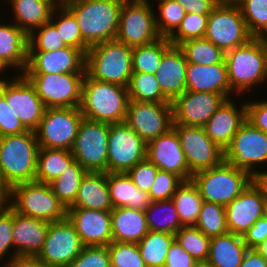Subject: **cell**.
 <instances>
[{
    "instance_id": "cell-59",
    "label": "cell",
    "mask_w": 267,
    "mask_h": 267,
    "mask_svg": "<svg viewBox=\"0 0 267 267\" xmlns=\"http://www.w3.org/2000/svg\"><path fill=\"white\" fill-rule=\"evenodd\" d=\"M8 261L5 267H51L32 256H16Z\"/></svg>"
},
{
    "instance_id": "cell-53",
    "label": "cell",
    "mask_w": 267,
    "mask_h": 267,
    "mask_svg": "<svg viewBox=\"0 0 267 267\" xmlns=\"http://www.w3.org/2000/svg\"><path fill=\"white\" fill-rule=\"evenodd\" d=\"M28 131L0 94V137L17 135Z\"/></svg>"
},
{
    "instance_id": "cell-29",
    "label": "cell",
    "mask_w": 267,
    "mask_h": 267,
    "mask_svg": "<svg viewBox=\"0 0 267 267\" xmlns=\"http://www.w3.org/2000/svg\"><path fill=\"white\" fill-rule=\"evenodd\" d=\"M68 208L111 211L113 205L107 184V172H87L81 181L75 201Z\"/></svg>"
},
{
    "instance_id": "cell-17",
    "label": "cell",
    "mask_w": 267,
    "mask_h": 267,
    "mask_svg": "<svg viewBox=\"0 0 267 267\" xmlns=\"http://www.w3.org/2000/svg\"><path fill=\"white\" fill-rule=\"evenodd\" d=\"M266 213V189L258 179H254L238 197L225 206L229 233L242 236Z\"/></svg>"
},
{
    "instance_id": "cell-38",
    "label": "cell",
    "mask_w": 267,
    "mask_h": 267,
    "mask_svg": "<svg viewBox=\"0 0 267 267\" xmlns=\"http://www.w3.org/2000/svg\"><path fill=\"white\" fill-rule=\"evenodd\" d=\"M172 46L166 37L147 45L132 47V70L155 74L163 54Z\"/></svg>"
},
{
    "instance_id": "cell-34",
    "label": "cell",
    "mask_w": 267,
    "mask_h": 267,
    "mask_svg": "<svg viewBox=\"0 0 267 267\" xmlns=\"http://www.w3.org/2000/svg\"><path fill=\"white\" fill-rule=\"evenodd\" d=\"M75 161L66 149L39 148L35 181L49 184Z\"/></svg>"
},
{
    "instance_id": "cell-55",
    "label": "cell",
    "mask_w": 267,
    "mask_h": 267,
    "mask_svg": "<svg viewBox=\"0 0 267 267\" xmlns=\"http://www.w3.org/2000/svg\"><path fill=\"white\" fill-rule=\"evenodd\" d=\"M246 120L267 134V100L246 102Z\"/></svg>"
},
{
    "instance_id": "cell-43",
    "label": "cell",
    "mask_w": 267,
    "mask_h": 267,
    "mask_svg": "<svg viewBox=\"0 0 267 267\" xmlns=\"http://www.w3.org/2000/svg\"><path fill=\"white\" fill-rule=\"evenodd\" d=\"M195 226L208 237H215L229 232L225 216V206L203 202Z\"/></svg>"
},
{
    "instance_id": "cell-14",
    "label": "cell",
    "mask_w": 267,
    "mask_h": 267,
    "mask_svg": "<svg viewBox=\"0 0 267 267\" xmlns=\"http://www.w3.org/2000/svg\"><path fill=\"white\" fill-rule=\"evenodd\" d=\"M83 248L75 226L66 217L49 224L42 250L36 257L51 267H67Z\"/></svg>"
},
{
    "instance_id": "cell-16",
    "label": "cell",
    "mask_w": 267,
    "mask_h": 267,
    "mask_svg": "<svg viewBox=\"0 0 267 267\" xmlns=\"http://www.w3.org/2000/svg\"><path fill=\"white\" fill-rule=\"evenodd\" d=\"M189 172H196L218 166L224 161V150L206 134L204 127L173 124Z\"/></svg>"
},
{
    "instance_id": "cell-13",
    "label": "cell",
    "mask_w": 267,
    "mask_h": 267,
    "mask_svg": "<svg viewBox=\"0 0 267 267\" xmlns=\"http://www.w3.org/2000/svg\"><path fill=\"white\" fill-rule=\"evenodd\" d=\"M224 161L257 179L260 171L253 168L267 162V134L245 120L224 150Z\"/></svg>"
},
{
    "instance_id": "cell-32",
    "label": "cell",
    "mask_w": 267,
    "mask_h": 267,
    "mask_svg": "<svg viewBox=\"0 0 267 267\" xmlns=\"http://www.w3.org/2000/svg\"><path fill=\"white\" fill-rule=\"evenodd\" d=\"M107 184L113 208L128 207L145 211L149 207V194L140 190L127 173H107Z\"/></svg>"
},
{
    "instance_id": "cell-63",
    "label": "cell",
    "mask_w": 267,
    "mask_h": 267,
    "mask_svg": "<svg viewBox=\"0 0 267 267\" xmlns=\"http://www.w3.org/2000/svg\"><path fill=\"white\" fill-rule=\"evenodd\" d=\"M257 179L265 187L267 192V171H261L260 176Z\"/></svg>"
},
{
    "instance_id": "cell-56",
    "label": "cell",
    "mask_w": 267,
    "mask_h": 267,
    "mask_svg": "<svg viewBox=\"0 0 267 267\" xmlns=\"http://www.w3.org/2000/svg\"><path fill=\"white\" fill-rule=\"evenodd\" d=\"M197 261L174 240L171 244L164 267H194Z\"/></svg>"
},
{
    "instance_id": "cell-24",
    "label": "cell",
    "mask_w": 267,
    "mask_h": 267,
    "mask_svg": "<svg viewBox=\"0 0 267 267\" xmlns=\"http://www.w3.org/2000/svg\"><path fill=\"white\" fill-rule=\"evenodd\" d=\"M185 76L187 91L219 93L226 99L231 98L233 92L229 85L225 60L211 65L188 63Z\"/></svg>"
},
{
    "instance_id": "cell-5",
    "label": "cell",
    "mask_w": 267,
    "mask_h": 267,
    "mask_svg": "<svg viewBox=\"0 0 267 267\" xmlns=\"http://www.w3.org/2000/svg\"><path fill=\"white\" fill-rule=\"evenodd\" d=\"M86 73L93 79L127 87L132 70V47L116 39L96 44L86 53Z\"/></svg>"
},
{
    "instance_id": "cell-28",
    "label": "cell",
    "mask_w": 267,
    "mask_h": 267,
    "mask_svg": "<svg viewBox=\"0 0 267 267\" xmlns=\"http://www.w3.org/2000/svg\"><path fill=\"white\" fill-rule=\"evenodd\" d=\"M28 34L15 23H0V64L4 68H19L23 74L28 63Z\"/></svg>"
},
{
    "instance_id": "cell-41",
    "label": "cell",
    "mask_w": 267,
    "mask_h": 267,
    "mask_svg": "<svg viewBox=\"0 0 267 267\" xmlns=\"http://www.w3.org/2000/svg\"><path fill=\"white\" fill-rule=\"evenodd\" d=\"M187 63L211 65L225 60V53L205 37L188 40L178 46Z\"/></svg>"
},
{
    "instance_id": "cell-54",
    "label": "cell",
    "mask_w": 267,
    "mask_h": 267,
    "mask_svg": "<svg viewBox=\"0 0 267 267\" xmlns=\"http://www.w3.org/2000/svg\"><path fill=\"white\" fill-rule=\"evenodd\" d=\"M13 232V210L8 207L0 211V260L3 259L7 252L12 247V258L15 256L14 244L12 238Z\"/></svg>"
},
{
    "instance_id": "cell-4",
    "label": "cell",
    "mask_w": 267,
    "mask_h": 267,
    "mask_svg": "<svg viewBox=\"0 0 267 267\" xmlns=\"http://www.w3.org/2000/svg\"><path fill=\"white\" fill-rule=\"evenodd\" d=\"M225 63L233 93L243 94V91L267 81V47L262 38L253 37L225 53Z\"/></svg>"
},
{
    "instance_id": "cell-57",
    "label": "cell",
    "mask_w": 267,
    "mask_h": 267,
    "mask_svg": "<svg viewBox=\"0 0 267 267\" xmlns=\"http://www.w3.org/2000/svg\"><path fill=\"white\" fill-rule=\"evenodd\" d=\"M243 240L249 249H254L267 239V213L260 217L243 235Z\"/></svg>"
},
{
    "instance_id": "cell-25",
    "label": "cell",
    "mask_w": 267,
    "mask_h": 267,
    "mask_svg": "<svg viewBox=\"0 0 267 267\" xmlns=\"http://www.w3.org/2000/svg\"><path fill=\"white\" fill-rule=\"evenodd\" d=\"M187 61L182 50L172 45L162 56L155 73L163 95L172 102L186 91Z\"/></svg>"
},
{
    "instance_id": "cell-39",
    "label": "cell",
    "mask_w": 267,
    "mask_h": 267,
    "mask_svg": "<svg viewBox=\"0 0 267 267\" xmlns=\"http://www.w3.org/2000/svg\"><path fill=\"white\" fill-rule=\"evenodd\" d=\"M129 100L152 103H171L162 93L155 74L133 72L127 86Z\"/></svg>"
},
{
    "instance_id": "cell-45",
    "label": "cell",
    "mask_w": 267,
    "mask_h": 267,
    "mask_svg": "<svg viewBox=\"0 0 267 267\" xmlns=\"http://www.w3.org/2000/svg\"><path fill=\"white\" fill-rule=\"evenodd\" d=\"M237 5L250 35L263 38L267 34V0H240Z\"/></svg>"
},
{
    "instance_id": "cell-30",
    "label": "cell",
    "mask_w": 267,
    "mask_h": 267,
    "mask_svg": "<svg viewBox=\"0 0 267 267\" xmlns=\"http://www.w3.org/2000/svg\"><path fill=\"white\" fill-rule=\"evenodd\" d=\"M112 240L138 243L149 231L143 210L118 207L111 210Z\"/></svg>"
},
{
    "instance_id": "cell-49",
    "label": "cell",
    "mask_w": 267,
    "mask_h": 267,
    "mask_svg": "<svg viewBox=\"0 0 267 267\" xmlns=\"http://www.w3.org/2000/svg\"><path fill=\"white\" fill-rule=\"evenodd\" d=\"M108 250L111 267H147L137 243L112 241Z\"/></svg>"
},
{
    "instance_id": "cell-44",
    "label": "cell",
    "mask_w": 267,
    "mask_h": 267,
    "mask_svg": "<svg viewBox=\"0 0 267 267\" xmlns=\"http://www.w3.org/2000/svg\"><path fill=\"white\" fill-rule=\"evenodd\" d=\"M174 235L179 245L197 262L207 261L210 237L196 226H183Z\"/></svg>"
},
{
    "instance_id": "cell-26",
    "label": "cell",
    "mask_w": 267,
    "mask_h": 267,
    "mask_svg": "<svg viewBox=\"0 0 267 267\" xmlns=\"http://www.w3.org/2000/svg\"><path fill=\"white\" fill-rule=\"evenodd\" d=\"M235 102L226 99L204 125L207 136L223 150L231 143L240 125L246 120V103L238 109Z\"/></svg>"
},
{
    "instance_id": "cell-36",
    "label": "cell",
    "mask_w": 267,
    "mask_h": 267,
    "mask_svg": "<svg viewBox=\"0 0 267 267\" xmlns=\"http://www.w3.org/2000/svg\"><path fill=\"white\" fill-rule=\"evenodd\" d=\"M174 240V234L148 231L137 243L146 266L164 267L168 250Z\"/></svg>"
},
{
    "instance_id": "cell-7",
    "label": "cell",
    "mask_w": 267,
    "mask_h": 267,
    "mask_svg": "<svg viewBox=\"0 0 267 267\" xmlns=\"http://www.w3.org/2000/svg\"><path fill=\"white\" fill-rule=\"evenodd\" d=\"M10 208L20 215L50 223L67 217L66 206L54 194L50 184L37 181L11 187Z\"/></svg>"
},
{
    "instance_id": "cell-22",
    "label": "cell",
    "mask_w": 267,
    "mask_h": 267,
    "mask_svg": "<svg viewBox=\"0 0 267 267\" xmlns=\"http://www.w3.org/2000/svg\"><path fill=\"white\" fill-rule=\"evenodd\" d=\"M84 246H108L112 240L111 211L67 208Z\"/></svg>"
},
{
    "instance_id": "cell-58",
    "label": "cell",
    "mask_w": 267,
    "mask_h": 267,
    "mask_svg": "<svg viewBox=\"0 0 267 267\" xmlns=\"http://www.w3.org/2000/svg\"><path fill=\"white\" fill-rule=\"evenodd\" d=\"M187 13L210 14L219 4L217 0H176Z\"/></svg>"
},
{
    "instance_id": "cell-37",
    "label": "cell",
    "mask_w": 267,
    "mask_h": 267,
    "mask_svg": "<svg viewBox=\"0 0 267 267\" xmlns=\"http://www.w3.org/2000/svg\"><path fill=\"white\" fill-rule=\"evenodd\" d=\"M157 211H161L159 214H163L162 217L158 215ZM144 212L149 231L175 234L181 227H183L175 205L171 199L151 201L149 207ZM157 217H159V219Z\"/></svg>"
},
{
    "instance_id": "cell-2",
    "label": "cell",
    "mask_w": 267,
    "mask_h": 267,
    "mask_svg": "<svg viewBox=\"0 0 267 267\" xmlns=\"http://www.w3.org/2000/svg\"><path fill=\"white\" fill-rule=\"evenodd\" d=\"M129 101L127 87L84 75L79 107L84 118L108 124L124 123Z\"/></svg>"
},
{
    "instance_id": "cell-47",
    "label": "cell",
    "mask_w": 267,
    "mask_h": 267,
    "mask_svg": "<svg viewBox=\"0 0 267 267\" xmlns=\"http://www.w3.org/2000/svg\"><path fill=\"white\" fill-rule=\"evenodd\" d=\"M209 14L186 13L177 30L168 38L172 45L179 46L188 40L203 38Z\"/></svg>"
},
{
    "instance_id": "cell-42",
    "label": "cell",
    "mask_w": 267,
    "mask_h": 267,
    "mask_svg": "<svg viewBox=\"0 0 267 267\" xmlns=\"http://www.w3.org/2000/svg\"><path fill=\"white\" fill-rule=\"evenodd\" d=\"M58 10L60 13L58 15L60 16H57L56 18L59 20H54V14L56 12L58 13ZM50 22L57 28L61 38L68 46L80 49L86 55L89 47L84 43L75 16L65 6L54 8Z\"/></svg>"
},
{
    "instance_id": "cell-40",
    "label": "cell",
    "mask_w": 267,
    "mask_h": 267,
    "mask_svg": "<svg viewBox=\"0 0 267 267\" xmlns=\"http://www.w3.org/2000/svg\"><path fill=\"white\" fill-rule=\"evenodd\" d=\"M86 173L87 171L77 161H74L60 176L49 183L54 194L66 208L75 201Z\"/></svg>"
},
{
    "instance_id": "cell-20",
    "label": "cell",
    "mask_w": 267,
    "mask_h": 267,
    "mask_svg": "<svg viewBox=\"0 0 267 267\" xmlns=\"http://www.w3.org/2000/svg\"><path fill=\"white\" fill-rule=\"evenodd\" d=\"M225 100L219 93L186 90L171 102L173 124L204 127Z\"/></svg>"
},
{
    "instance_id": "cell-67",
    "label": "cell",
    "mask_w": 267,
    "mask_h": 267,
    "mask_svg": "<svg viewBox=\"0 0 267 267\" xmlns=\"http://www.w3.org/2000/svg\"><path fill=\"white\" fill-rule=\"evenodd\" d=\"M6 70V68H4L1 64H0V73H2L1 71ZM6 81V79L4 78H0V86Z\"/></svg>"
},
{
    "instance_id": "cell-61",
    "label": "cell",
    "mask_w": 267,
    "mask_h": 267,
    "mask_svg": "<svg viewBox=\"0 0 267 267\" xmlns=\"http://www.w3.org/2000/svg\"><path fill=\"white\" fill-rule=\"evenodd\" d=\"M10 207V187L5 181H0V211Z\"/></svg>"
},
{
    "instance_id": "cell-23",
    "label": "cell",
    "mask_w": 267,
    "mask_h": 267,
    "mask_svg": "<svg viewBox=\"0 0 267 267\" xmlns=\"http://www.w3.org/2000/svg\"><path fill=\"white\" fill-rule=\"evenodd\" d=\"M147 158L158 169L176 174L183 181L192 178L179 137L173 128L147 144Z\"/></svg>"
},
{
    "instance_id": "cell-35",
    "label": "cell",
    "mask_w": 267,
    "mask_h": 267,
    "mask_svg": "<svg viewBox=\"0 0 267 267\" xmlns=\"http://www.w3.org/2000/svg\"><path fill=\"white\" fill-rule=\"evenodd\" d=\"M171 200L182 226H195L204 202L195 183L191 179L183 181L177 187Z\"/></svg>"
},
{
    "instance_id": "cell-64",
    "label": "cell",
    "mask_w": 267,
    "mask_h": 267,
    "mask_svg": "<svg viewBox=\"0 0 267 267\" xmlns=\"http://www.w3.org/2000/svg\"><path fill=\"white\" fill-rule=\"evenodd\" d=\"M51 3L55 8L64 6L67 0H46ZM57 2V3H56Z\"/></svg>"
},
{
    "instance_id": "cell-46",
    "label": "cell",
    "mask_w": 267,
    "mask_h": 267,
    "mask_svg": "<svg viewBox=\"0 0 267 267\" xmlns=\"http://www.w3.org/2000/svg\"><path fill=\"white\" fill-rule=\"evenodd\" d=\"M157 6L159 14L155 16L157 31L161 37L169 38L180 26L187 12L176 0H159Z\"/></svg>"
},
{
    "instance_id": "cell-68",
    "label": "cell",
    "mask_w": 267,
    "mask_h": 267,
    "mask_svg": "<svg viewBox=\"0 0 267 267\" xmlns=\"http://www.w3.org/2000/svg\"><path fill=\"white\" fill-rule=\"evenodd\" d=\"M266 44V47H267V34L262 38Z\"/></svg>"
},
{
    "instance_id": "cell-3",
    "label": "cell",
    "mask_w": 267,
    "mask_h": 267,
    "mask_svg": "<svg viewBox=\"0 0 267 267\" xmlns=\"http://www.w3.org/2000/svg\"><path fill=\"white\" fill-rule=\"evenodd\" d=\"M38 151L34 131L0 137V174L10 188L35 181Z\"/></svg>"
},
{
    "instance_id": "cell-11",
    "label": "cell",
    "mask_w": 267,
    "mask_h": 267,
    "mask_svg": "<svg viewBox=\"0 0 267 267\" xmlns=\"http://www.w3.org/2000/svg\"><path fill=\"white\" fill-rule=\"evenodd\" d=\"M224 53L246 44L250 35L237 4L219 3L208 15L204 36Z\"/></svg>"
},
{
    "instance_id": "cell-31",
    "label": "cell",
    "mask_w": 267,
    "mask_h": 267,
    "mask_svg": "<svg viewBox=\"0 0 267 267\" xmlns=\"http://www.w3.org/2000/svg\"><path fill=\"white\" fill-rule=\"evenodd\" d=\"M248 249L241 235L228 232L211 237L206 262L212 267H240Z\"/></svg>"
},
{
    "instance_id": "cell-10",
    "label": "cell",
    "mask_w": 267,
    "mask_h": 267,
    "mask_svg": "<svg viewBox=\"0 0 267 267\" xmlns=\"http://www.w3.org/2000/svg\"><path fill=\"white\" fill-rule=\"evenodd\" d=\"M155 16L148 0H124L115 39L130 47L155 42L161 38Z\"/></svg>"
},
{
    "instance_id": "cell-9",
    "label": "cell",
    "mask_w": 267,
    "mask_h": 267,
    "mask_svg": "<svg viewBox=\"0 0 267 267\" xmlns=\"http://www.w3.org/2000/svg\"><path fill=\"white\" fill-rule=\"evenodd\" d=\"M83 118L79 107L46 108L34 131L39 148L71 151Z\"/></svg>"
},
{
    "instance_id": "cell-60",
    "label": "cell",
    "mask_w": 267,
    "mask_h": 267,
    "mask_svg": "<svg viewBox=\"0 0 267 267\" xmlns=\"http://www.w3.org/2000/svg\"><path fill=\"white\" fill-rule=\"evenodd\" d=\"M240 267H267V260L255 249H248Z\"/></svg>"
},
{
    "instance_id": "cell-12",
    "label": "cell",
    "mask_w": 267,
    "mask_h": 267,
    "mask_svg": "<svg viewBox=\"0 0 267 267\" xmlns=\"http://www.w3.org/2000/svg\"><path fill=\"white\" fill-rule=\"evenodd\" d=\"M110 124L83 118L71 153L87 172H107Z\"/></svg>"
},
{
    "instance_id": "cell-62",
    "label": "cell",
    "mask_w": 267,
    "mask_h": 267,
    "mask_svg": "<svg viewBox=\"0 0 267 267\" xmlns=\"http://www.w3.org/2000/svg\"><path fill=\"white\" fill-rule=\"evenodd\" d=\"M267 260V239L254 248Z\"/></svg>"
},
{
    "instance_id": "cell-27",
    "label": "cell",
    "mask_w": 267,
    "mask_h": 267,
    "mask_svg": "<svg viewBox=\"0 0 267 267\" xmlns=\"http://www.w3.org/2000/svg\"><path fill=\"white\" fill-rule=\"evenodd\" d=\"M50 222L27 217L13 210V244L15 256L36 257L42 250Z\"/></svg>"
},
{
    "instance_id": "cell-15",
    "label": "cell",
    "mask_w": 267,
    "mask_h": 267,
    "mask_svg": "<svg viewBox=\"0 0 267 267\" xmlns=\"http://www.w3.org/2000/svg\"><path fill=\"white\" fill-rule=\"evenodd\" d=\"M147 158V144L125 122L110 124L107 173H127Z\"/></svg>"
},
{
    "instance_id": "cell-1",
    "label": "cell",
    "mask_w": 267,
    "mask_h": 267,
    "mask_svg": "<svg viewBox=\"0 0 267 267\" xmlns=\"http://www.w3.org/2000/svg\"><path fill=\"white\" fill-rule=\"evenodd\" d=\"M124 0H67L65 7L75 16L84 43L90 48L114 40Z\"/></svg>"
},
{
    "instance_id": "cell-8",
    "label": "cell",
    "mask_w": 267,
    "mask_h": 267,
    "mask_svg": "<svg viewBox=\"0 0 267 267\" xmlns=\"http://www.w3.org/2000/svg\"><path fill=\"white\" fill-rule=\"evenodd\" d=\"M86 73H23L46 108L80 107Z\"/></svg>"
},
{
    "instance_id": "cell-21",
    "label": "cell",
    "mask_w": 267,
    "mask_h": 267,
    "mask_svg": "<svg viewBox=\"0 0 267 267\" xmlns=\"http://www.w3.org/2000/svg\"><path fill=\"white\" fill-rule=\"evenodd\" d=\"M86 55L75 47L55 51H28V63L23 73H86Z\"/></svg>"
},
{
    "instance_id": "cell-51",
    "label": "cell",
    "mask_w": 267,
    "mask_h": 267,
    "mask_svg": "<svg viewBox=\"0 0 267 267\" xmlns=\"http://www.w3.org/2000/svg\"><path fill=\"white\" fill-rule=\"evenodd\" d=\"M67 267H111L108 246H84Z\"/></svg>"
},
{
    "instance_id": "cell-48",
    "label": "cell",
    "mask_w": 267,
    "mask_h": 267,
    "mask_svg": "<svg viewBox=\"0 0 267 267\" xmlns=\"http://www.w3.org/2000/svg\"><path fill=\"white\" fill-rule=\"evenodd\" d=\"M35 30L28 35V51H55L68 47L51 22L43 24Z\"/></svg>"
},
{
    "instance_id": "cell-50",
    "label": "cell",
    "mask_w": 267,
    "mask_h": 267,
    "mask_svg": "<svg viewBox=\"0 0 267 267\" xmlns=\"http://www.w3.org/2000/svg\"><path fill=\"white\" fill-rule=\"evenodd\" d=\"M183 180L171 172L158 170L155 182L150 188L149 198L151 201L170 200L176 192L177 187Z\"/></svg>"
},
{
    "instance_id": "cell-66",
    "label": "cell",
    "mask_w": 267,
    "mask_h": 267,
    "mask_svg": "<svg viewBox=\"0 0 267 267\" xmlns=\"http://www.w3.org/2000/svg\"><path fill=\"white\" fill-rule=\"evenodd\" d=\"M194 267H212V266L207 262H197Z\"/></svg>"
},
{
    "instance_id": "cell-65",
    "label": "cell",
    "mask_w": 267,
    "mask_h": 267,
    "mask_svg": "<svg viewBox=\"0 0 267 267\" xmlns=\"http://www.w3.org/2000/svg\"><path fill=\"white\" fill-rule=\"evenodd\" d=\"M221 4H237L240 0H217Z\"/></svg>"
},
{
    "instance_id": "cell-18",
    "label": "cell",
    "mask_w": 267,
    "mask_h": 267,
    "mask_svg": "<svg viewBox=\"0 0 267 267\" xmlns=\"http://www.w3.org/2000/svg\"><path fill=\"white\" fill-rule=\"evenodd\" d=\"M0 94L23 126L35 131L46 107L30 81L23 74L8 79L0 86Z\"/></svg>"
},
{
    "instance_id": "cell-52",
    "label": "cell",
    "mask_w": 267,
    "mask_h": 267,
    "mask_svg": "<svg viewBox=\"0 0 267 267\" xmlns=\"http://www.w3.org/2000/svg\"><path fill=\"white\" fill-rule=\"evenodd\" d=\"M158 170L159 169L146 158L131 168L127 174L140 190L149 193L151 186L155 182Z\"/></svg>"
},
{
    "instance_id": "cell-6",
    "label": "cell",
    "mask_w": 267,
    "mask_h": 267,
    "mask_svg": "<svg viewBox=\"0 0 267 267\" xmlns=\"http://www.w3.org/2000/svg\"><path fill=\"white\" fill-rule=\"evenodd\" d=\"M254 179L247 171L238 169L226 161L196 172L191 178L204 202L223 206L238 197Z\"/></svg>"
},
{
    "instance_id": "cell-19",
    "label": "cell",
    "mask_w": 267,
    "mask_h": 267,
    "mask_svg": "<svg viewBox=\"0 0 267 267\" xmlns=\"http://www.w3.org/2000/svg\"><path fill=\"white\" fill-rule=\"evenodd\" d=\"M125 123L148 144L173 127L172 105L130 100Z\"/></svg>"
},
{
    "instance_id": "cell-33",
    "label": "cell",
    "mask_w": 267,
    "mask_h": 267,
    "mask_svg": "<svg viewBox=\"0 0 267 267\" xmlns=\"http://www.w3.org/2000/svg\"><path fill=\"white\" fill-rule=\"evenodd\" d=\"M11 1V2H10ZM15 24L28 35L50 22L54 6L46 0H9Z\"/></svg>"
}]
</instances>
